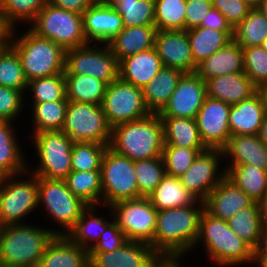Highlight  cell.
<instances>
[{
  "label": "cell",
  "instance_id": "1",
  "mask_svg": "<svg viewBox=\"0 0 267 267\" xmlns=\"http://www.w3.org/2000/svg\"><path fill=\"white\" fill-rule=\"evenodd\" d=\"M205 209L204 202L157 211L154 252L159 257L185 258L193 252Z\"/></svg>",
  "mask_w": 267,
  "mask_h": 267
},
{
  "label": "cell",
  "instance_id": "2",
  "mask_svg": "<svg viewBox=\"0 0 267 267\" xmlns=\"http://www.w3.org/2000/svg\"><path fill=\"white\" fill-rule=\"evenodd\" d=\"M198 245H203L207 259L216 267L253 264L254 249L232 231L227 221L213 217L205 209L200 218L195 250Z\"/></svg>",
  "mask_w": 267,
  "mask_h": 267
},
{
  "label": "cell",
  "instance_id": "3",
  "mask_svg": "<svg viewBox=\"0 0 267 267\" xmlns=\"http://www.w3.org/2000/svg\"><path fill=\"white\" fill-rule=\"evenodd\" d=\"M24 224L1 226L0 263L2 267H38L46 246L56 235V229ZM29 223V224H28ZM44 227V228H43ZM50 228V229H49Z\"/></svg>",
  "mask_w": 267,
  "mask_h": 267
},
{
  "label": "cell",
  "instance_id": "4",
  "mask_svg": "<svg viewBox=\"0 0 267 267\" xmlns=\"http://www.w3.org/2000/svg\"><path fill=\"white\" fill-rule=\"evenodd\" d=\"M163 124L158 113L112 127L109 148L132 161L162 157Z\"/></svg>",
  "mask_w": 267,
  "mask_h": 267
},
{
  "label": "cell",
  "instance_id": "5",
  "mask_svg": "<svg viewBox=\"0 0 267 267\" xmlns=\"http://www.w3.org/2000/svg\"><path fill=\"white\" fill-rule=\"evenodd\" d=\"M27 29L23 33L17 29L7 31L8 43L18 53L27 81L64 74L66 50Z\"/></svg>",
  "mask_w": 267,
  "mask_h": 267
},
{
  "label": "cell",
  "instance_id": "6",
  "mask_svg": "<svg viewBox=\"0 0 267 267\" xmlns=\"http://www.w3.org/2000/svg\"><path fill=\"white\" fill-rule=\"evenodd\" d=\"M38 209V177L28 170L0 179V225L24 224Z\"/></svg>",
  "mask_w": 267,
  "mask_h": 267
},
{
  "label": "cell",
  "instance_id": "7",
  "mask_svg": "<svg viewBox=\"0 0 267 267\" xmlns=\"http://www.w3.org/2000/svg\"><path fill=\"white\" fill-rule=\"evenodd\" d=\"M31 146L35 148L34 158L38 162L30 166L28 171L37 177L51 180H65L71 169V150L73 141L62 131H43L29 135ZM31 167V168H30ZM34 168V169H33Z\"/></svg>",
  "mask_w": 267,
  "mask_h": 267
},
{
  "label": "cell",
  "instance_id": "8",
  "mask_svg": "<svg viewBox=\"0 0 267 267\" xmlns=\"http://www.w3.org/2000/svg\"><path fill=\"white\" fill-rule=\"evenodd\" d=\"M88 206L68 189L65 180L38 177V208L61 228H56V235H67Z\"/></svg>",
  "mask_w": 267,
  "mask_h": 267
},
{
  "label": "cell",
  "instance_id": "9",
  "mask_svg": "<svg viewBox=\"0 0 267 267\" xmlns=\"http://www.w3.org/2000/svg\"><path fill=\"white\" fill-rule=\"evenodd\" d=\"M37 36L49 39L65 50L88 44L82 23V14L57 8L50 3L27 26Z\"/></svg>",
  "mask_w": 267,
  "mask_h": 267
},
{
  "label": "cell",
  "instance_id": "10",
  "mask_svg": "<svg viewBox=\"0 0 267 267\" xmlns=\"http://www.w3.org/2000/svg\"><path fill=\"white\" fill-rule=\"evenodd\" d=\"M102 206L142 197L134 171V161L107 147L101 161Z\"/></svg>",
  "mask_w": 267,
  "mask_h": 267
},
{
  "label": "cell",
  "instance_id": "11",
  "mask_svg": "<svg viewBox=\"0 0 267 267\" xmlns=\"http://www.w3.org/2000/svg\"><path fill=\"white\" fill-rule=\"evenodd\" d=\"M114 222L128 241L145 242L154 250L157 209L149 197L123 200L111 206Z\"/></svg>",
  "mask_w": 267,
  "mask_h": 267
},
{
  "label": "cell",
  "instance_id": "12",
  "mask_svg": "<svg viewBox=\"0 0 267 267\" xmlns=\"http://www.w3.org/2000/svg\"><path fill=\"white\" fill-rule=\"evenodd\" d=\"M61 131L73 142L109 145L112 127L108 124L101 105L69 101Z\"/></svg>",
  "mask_w": 267,
  "mask_h": 267
},
{
  "label": "cell",
  "instance_id": "13",
  "mask_svg": "<svg viewBox=\"0 0 267 267\" xmlns=\"http://www.w3.org/2000/svg\"><path fill=\"white\" fill-rule=\"evenodd\" d=\"M64 74L89 75L109 85L119 78V61L107 44L88 43L66 50Z\"/></svg>",
  "mask_w": 267,
  "mask_h": 267
},
{
  "label": "cell",
  "instance_id": "14",
  "mask_svg": "<svg viewBox=\"0 0 267 267\" xmlns=\"http://www.w3.org/2000/svg\"><path fill=\"white\" fill-rule=\"evenodd\" d=\"M101 106L111 127L136 121L150 114L144 103L143 89L121 78L107 85Z\"/></svg>",
  "mask_w": 267,
  "mask_h": 267
},
{
  "label": "cell",
  "instance_id": "15",
  "mask_svg": "<svg viewBox=\"0 0 267 267\" xmlns=\"http://www.w3.org/2000/svg\"><path fill=\"white\" fill-rule=\"evenodd\" d=\"M222 149L200 152L187 171L179 179L196 200L204 202L211 191L225 177ZM222 166V167H221Z\"/></svg>",
  "mask_w": 267,
  "mask_h": 267
},
{
  "label": "cell",
  "instance_id": "16",
  "mask_svg": "<svg viewBox=\"0 0 267 267\" xmlns=\"http://www.w3.org/2000/svg\"><path fill=\"white\" fill-rule=\"evenodd\" d=\"M231 105L206 96L196 115L200 137L208 149H223L231 136L229 112Z\"/></svg>",
  "mask_w": 267,
  "mask_h": 267
},
{
  "label": "cell",
  "instance_id": "17",
  "mask_svg": "<svg viewBox=\"0 0 267 267\" xmlns=\"http://www.w3.org/2000/svg\"><path fill=\"white\" fill-rule=\"evenodd\" d=\"M206 98L205 81L195 72L184 73L160 117H184L195 119Z\"/></svg>",
  "mask_w": 267,
  "mask_h": 267
},
{
  "label": "cell",
  "instance_id": "18",
  "mask_svg": "<svg viewBox=\"0 0 267 267\" xmlns=\"http://www.w3.org/2000/svg\"><path fill=\"white\" fill-rule=\"evenodd\" d=\"M155 49L163 67L181 70L184 73L196 72L187 30H158Z\"/></svg>",
  "mask_w": 267,
  "mask_h": 267
},
{
  "label": "cell",
  "instance_id": "19",
  "mask_svg": "<svg viewBox=\"0 0 267 267\" xmlns=\"http://www.w3.org/2000/svg\"><path fill=\"white\" fill-rule=\"evenodd\" d=\"M159 258L150 244L128 241L113 252H89V267H151Z\"/></svg>",
  "mask_w": 267,
  "mask_h": 267
},
{
  "label": "cell",
  "instance_id": "20",
  "mask_svg": "<svg viewBox=\"0 0 267 267\" xmlns=\"http://www.w3.org/2000/svg\"><path fill=\"white\" fill-rule=\"evenodd\" d=\"M82 23L88 43L106 44L123 29L121 15L112 5L97 1L82 14Z\"/></svg>",
  "mask_w": 267,
  "mask_h": 267
},
{
  "label": "cell",
  "instance_id": "21",
  "mask_svg": "<svg viewBox=\"0 0 267 267\" xmlns=\"http://www.w3.org/2000/svg\"><path fill=\"white\" fill-rule=\"evenodd\" d=\"M255 201L226 176L204 201L205 210L213 217L227 221L236 212L251 206Z\"/></svg>",
  "mask_w": 267,
  "mask_h": 267
},
{
  "label": "cell",
  "instance_id": "22",
  "mask_svg": "<svg viewBox=\"0 0 267 267\" xmlns=\"http://www.w3.org/2000/svg\"><path fill=\"white\" fill-rule=\"evenodd\" d=\"M266 113V101L261 89L248 99L231 105L229 112L231 136L258 135Z\"/></svg>",
  "mask_w": 267,
  "mask_h": 267
},
{
  "label": "cell",
  "instance_id": "23",
  "mask_svg": "<svg viewBox=\"0 0 267 267\" xmlns=\"http://www.w3.org/2000/svg\"><path fill=\"white\" fill-rule=\"evenodd\" d=\"M222 150L223 161L224 163L227 162L223 165L248 164L267 171V146L258 135L230 136L228 143Z\"/></svg>",
  "mask_w": 267,
  "mask_h": 267
},
{
  "label": "cell",
  "instance_id": "24",
  "mask_svg": "<svg viewBox=\"0 0 267 267\" xmlns=\"http://www.w3.org/2000/svg\"><path fill=\"white\" fill-rule=\"evenodd\" d=\"M206 96L230 105L254 95L259 88L244 72L225 74L205 81Z\"/></svg>",
  "mask_w": 267,
  "mask_h": 267
},
{
  "label": "cell",
  "instance_id": "25",
  "mask_svg": "<svg viewBox=\"0 0 267 267\" xmlns=\"http://www.w3.org/2000/svg\"><path fill=\"white\" fill-rule=\"evenodd\" d=\"M163 68L155 47L125 57L119 61V78L143 88Z\"/></svg>",
  "mask_w": 267,
  "mask_h": 267
},
{
  "label": "cell",
  "instance_id": "26",
  "mask_svg": "<svg viewBox=\"0 0 267 267\" xmlns=\"http://www.w3.org/2000/svg\"><path fill=\"white\" fill-rule=\"evenodd\" d=\"M38 267H89V252L67 235H55L46 246Z\"/></svg>",
  "mask_w": 267,
  "mask_h": 267
},
{
  "label": "cell",
  "instance_id": "27",
  "mask_svg": "<svg viewBox=\"0 0 267 267\" xmlns=\"http://www.w3.org/2000/svg\"><path fill=\"white\" fill-rule=\"evenodd\" d=\"M0 121V176L17 175L28 169L25 148L16 135V124ZM24 152V153H23ZM27 158V159H26Z\"/></svg>",
  "mask_w": 267,
  "mask_h": 267
},
{
  "label": "cell",
  "instance_id": "28",
  "mask_svg": "<svg viewBox=\"0 0 267 267\" xmlns=\"http://www.w3.org/2000/svg\"><path fill=\"white\" fill-rule=\"evenodd\" d=\"M155 25L123 27V29L106 44L118 61L155 47L157 33Z\"/></svg>",
  "mask_w": 267,
  "mask_h": 267
},
{
  "label": "cell",
  "instance_id": "29",
  "mask_svg": "<svg viewBox=\"0 0 267 267\" xmlns=\"http://www.w3.org/2000/svg\"><path fill=\"white\" fill-rule=\"evenodd\" d=\"M237 72H244L243 49L232 39L222 49L199 63L195 73L206 81Z\"/></svg>",
  "mask_w": 267,
  "mask_h": 267
},
{
  "label": "cell",
  "instance_id": "30",
  "mask_svg": "<svg viewBox=\"0 0 267 267\" xmlns=\"http://www.w3.org/2000/svg\"><path fill=\"white\" fill-rule=\"evenodd\" d=\"M102 207H105L103 209L108 210V212L106 211L107 216L101 217L100 214H97V210H99L98 205H89L82 212L75 227L67 234L75 244L84 248L88 252L99 241L100 236L105 229L114 221L110 207Z\"/></svg>",
  "mask_w": 267,
  "mask_h": 267
},
{
  "label": "cell",
  "instance_id": "31",
  "mask_svg": "<svg viewBox=\"0 0 267 267\" xmlns=\"http://www.w3.org/2000/svg\"><path fill=\"white\" fill-rule=\"evenodd\" d=\"M184 72L163 67L160 72L143 87V99L150 113H159L169 101Z\"/></svg>",
  "mask_w": 267,
  "mask_h": 267
},
{
  "label": "cell",
  "instance_id": "32",
  "mask_svg": "<svg viewBox=\"0 0 267 267\" xmlns=\"http://www.w3.org/2000/svg\"><path fill=\"white\" fill-rule=\"evenodd\" d=\"M163 124L164 146L207 148L201 140L195 119L160 117Z\"/></svg>",
  "mask_w": 267,
  "mask_h": 267
},
{
  "label": "cell",
  "instance_id": "33",
  "mask_svg": "<svg viewBox=\"0 0 267 267\" xmlns=\"http://www.w3.org/2000/svg\"><path fill=\"white\" fill-rule=\"evenodd\" d=\"M194 63L198 65L232 40L233 31H218L205 27L187 30Z\"/></svg>",
  "mask_w": 267,
  "mask_h": 267
},
{
  "label": "cell",
  "instance_id": "34",
  "mask_svg": "<svg viewBox=\"0 0 267 267\" xmlns=\"http://www.w3.org/2000/svg\"><path fill=\"white\" fill-rule=\"evenodd\" d=\"M48 0H0V24L5 31L29 26Z\"/></svg>",
  "mask_w": 267,
  "mask_h": 267
},
{
  "label": "cell",
  "instance_id": "35",
  "mask_svg": "<svg viewBox=\"0 0 267 267\" xmlns=\"http://www.w3.org/2000/svg\"><path fill=\"white\" fill-rule=\"evenodd\" d=\"M226 177L255 202L267 192V171L252 165H225Z\"/></svg>",
  "mask_w": 267,
  "mask_h": 267
},
{
  "label": "cell",
  "instance_id": "36",
  "mask_svg": "<svg viewBox=\"0 0 267 267\" xmlns=\"http://www.w3.org/2000/svg\"><path fill=\"white\" fill-rule=\"evenodd\" d=\"M66 98L71 102L102 105L107 84L89 75L64 74Z\"/></svg>",
  "mask_w": 267,
  "mask_h": 267
},
{
  "label": "cell",
  "instance_id": "37",
  "mask_svg": "<svg viewBox=\"0 0 267 267\" xmlns=\"http://www.w3.org/2000/svg\"><path fill=\"white\" fill-rule=\"evenodd\" d=\"M148 197L158 211L192 205L197 201L182 185L179 177L168 175L162 179Z\"/></svg>",
  "mask_w": 267,
  "mask_h": 267
},
{
  "label": "cell",
  "instance_id": "38",
  "mask_svg": "<svg viewBox=\"0 0 267 267\" xmlns=\"http://www.w3.org/2000/svg\"><path fill=\"white\" fill-rule=\"evenodd\" d=\"M69 101H50L42 103H31L27 107L33 125L34 133L43 131H61L65 122L66 111Z\"/></svg>",
  "mask_w": 267,
  "mask_h": 267
},
{
  "label": "cell",
  "instance_id": "39",
  "mask_svg": "<svg viewBox=\"0 0 267 267\" xmlns=\"http://www.w3.org/2000/svg\"><path fill=\"white\" fill-rule=\"evenodd\" d=\"M65 182L68 189L88 205L102 206L101 171H71Z\"/></svg>",
  "mask_w": 267,
  "mask_h": 267
},
{
  "label": "cell",
  "instance_id": "40",
  "mask_svg": "<svg viewBox=\"0 0 267 267\" xmlns=\"http://www.w3.org/2000/svg\"><path fill=\"white\" fill-rule=\"evenodd\" d=\"M227 223L232 231L254 250L258 247L262 231L258 202L236 212Z\"/></svg>",
  "mask_w": 267,
  "mask_h": 267
},
{
  "label": "cell",
  "instance_id": "41",
  "mask_svg": "<svg viewBox=\"0 0 267 267\" xmlns=\"http://www.w3.org/2000/svg\"><path fill=\"white\" fill-rule=\"evenodd\" d=\"M111 5L121 15L123 27L155 25L154 0H115Z\"/></svg>",
  "mask_w": 267,
  "mask_h": 267
},
{
  "label": "cell",
  "instance_id": "42",
  "mask_svg": "<svg viewBox=\"0 0 267 267\" xmlns=\"http://www.w3.org/2000/svg\"><path fill=\"white\" fill-rule=\"evenodd\" d=\"M267 37V18L257 8L233 29L232 39L243 49L249 46H260Z\"/></svg>",
  "mask_w": 267,
  "mask_h": 267
},
{
  "label": "cell",
  "instance_id": "43",
  "mask_svg": "<svg viewBox=\"0 0 267 267\" xmlns=\"http://www.w3.org/2000/svg\"><path fill=\"white\" fill-rule=\"evenodd\" d=\"M29 89V90H28ZM31 97V101L25 102L42 103L50 101H68L66 98V81L64 74L37 78L28 82L25 97Z\"/></svg>",
  "mask_w": 267,
  "mask_h": 267
},
{
  "label": "cell",
  "instance_id": "44",
  "mask_svg": "<svg viewBox=\"0 0 267 267\" xmlns=\"http://www.w3.org/2000/svg\"><path fill=\"white\" fill-rule=\"evenodd\" d=\"M0 86L21 90L25 94L28 87L20 57L10 44L0 52Z\"/></svg>",
  "mask_w": 267,
  "mask_h": 267
},
{
  "label": "cell",
  "instance_id": "45",
  "mask_svg": "<svg viewBox=\"0 0 267 267\" xmlns=\"http://www.w3.org/2000/svg\"><path fill=\"white\" fill-rule=\"evenodd\" d=\"M157 30H185L186 0H154Z\"/></svg>",
  "mask_w": 267,
  "mask_h": 267
},
{
  "label": "cell",
  "instance_id": "46",
  "mask_svg": "<svg viewBox=\"0 0 267 267\" xmlns=\"http://www.w3.org/2000/svg\"><path fill=\"white\" fill-rule=\"evenodd\" d=\"M134 171L142 197H148L166 176L162 157L134 161Z\"/></svg>",
  "mask_w": 267,
  "mask_h": 267
},
{
  "label": "cell",
  "instance_id": "47",
  "mask_svg": "<svg viewBox=\"0 0 267 267\" xmlns=\"http://www.w3.org/2000/svg\"><path fill=\"white\" fill-rule=\"evenodd\" d=\"M108 146L97 142H74L71 150L72 171L100 170L102 157Z\"/></svg>",
  "mask_w": 267,
  "mask_h": 267
},
{
  "label": "cell",
  "instance_id": "48",
  "mask_svg": "<svg viewBox=\"0 0 267 267\" xmlns=\"http://www.w3.org/2000/svg\"><path fill=\"white\" fill-rule=\"evenodd\" d=\"M208 148H181L177 146H164L162 159L166 175L180 177L192 165L200 152Z\"/></svg>",
  "mask_w": 267,
  "mask_h": 267
},
{
  "label": "cell",
  "instance_id": "49",
  "mask_svg": "<svg viewBox=\"0 0 267 267\" xmlns=\"http://www.w3.org/2000/svg\"><path fill=\"white\" fill-rule=\"evenodd\" d=\"M244 73L259 88L267 87V52L261 46L243 48Z\"/></svg>",
  "mask_w": 267,
  "mask_h": 267
},
{
  "label": "cell",
  "instance_id": "50",
  "mask_svg": "<svg viewBox=\"0 0 267 267\" xmlns=\"http://www.w3.org/2000/svg\"><path fill=\"white\" fill-rule=\"evenodd\" d=\"M26 101L28 100L23 91L0 86V121L15 123L21 118L19 116L22 111L27 110Z\"/></svg>",
  "mask_w": 267,
  "mask_h": 267
},
{
  "label": "cell",
  "instance_id": "51",
  "mask_svg": "<svg viewBox=\"0 0 267 267\" xmlns=\"http://www.w3.org/2000/svg\"><path fill=\"white\" fill-rule=\"evenodd\" d=\"M212 7L224 15L233 29L253 9L243 0H212Z\"/></svg>",
  "mask_w": 267,
  "mask_h": 267
},
{
  "label": "cell",
  "instance_id": "52",
  "mask_svg": "<svg viewBox=\"0 0 267 267\" xmlns=\"http://www.w3.org/2000/svg\"><path fill=\"white\" fill-rule=\"evenodd\" d=\"M128 242L125 234L113 221L101 234L99 241L89 252H108L121 248Z\"/></svg>",
  "mask_w": 267,
  "mask_h": 267
},
{
  "label": "cell",
  "instance_id": "53",
  "mask_svg": "<svg viewBox=\"0 0 267 267\" xmlns=\"http://www.w3.org/2000/svg\"><path fill=\"white\" fill-rule=\"evenodd\" d=\"M212 7V0H186L185 30L201 25Z\"/></svg>",
  "mask_w": 267,
  "mask_h": 267
},
{
  "label": "cell",
  "instance_id": "54",
  "mask_svg": "<svg viewBox=\"0 0 267 267\" xmlns=\"http://www.w3.org/2000/svg\"><path fill=\"white\" fill-rule=\"evenodd\" d=\"M200 27L215 29L218 31H233V28L227 22L224 15L214 7H211L205 15Z\"/></svg>",
  "mask_w": 267,
  "mask_h": 267
},
{
  "label": "cell",
  "instance_id": "55",
  "mask_svg": "<svg viewBox=\"0 0 267 267\" xmlns=\"http://www.w3.org/2000/svg\"><path fill=\"white\" fill-rule=\"evenodd\" d=\"M95 0H48L51 5L66 11L83 14Z\"/></svg>",
  "mask_w": 267,
  "mask_h": 267
},
{
  "label": "cell",
  "instance_id": "56",
  "mask_svg": "<svg viewBox=\"0 0 267 267\" xmlns=\"http://www.w3.org/2000/svg\"><path fill=\"white\" fill-rule=\"evenodd\" d=\"M184 258L160 257L151 267H184Z\"/></svg>",
  "mask_w": 267,
  "mask_h": 267
},
{
  "label": "cell",
  "instance_id": "57",
  "mask_svg": "<svg viewBox=\"0 0 267 267\" xmlns=\"http://www.w3.org/2000/svg\"><path fill=\"white\" fill-rule=\"evenodd\" d=\"M254 255H267V228H262L260 242L254 250Z\"/></svg>",
  "mask_w": 267,
  "mask_h": 267
},
{
  "label": "cell",
  "instance_id": "58",
  "mask_svg": "<svg viewBox=\"0 0 267 267\" xmlns=\"http://www.w3.org/2000/svg\"><path fill=\"white\" fill-rule=\"evenodd\" d=\"M258 204L260 209L261 226L262 228H267V192Z\"/></svg>",
  "mask_w": 267,
  "mask_h": 267
},
{
  "label": "cell",
  "instance_id": "59",
  "mask_svg": "<svg viewBox=\"0 0 267 267\" xmlns=\"http://www.w3.org/2000/svg\"><path fill=\"white\" fill-rule=\"evenodd\" d=\"M258 136L260 140L267 146V113L264 116Z\"/></svg>",
  "mask_w": 267,
  "mask_h": 267
},
{
  "label": "cell",
  "instance_id": "60",
  "mask_svg": "<svg viewBox=\"0 0 267 267\" xmlns=\"http://www.w3.org/2000/svg\"><path fill=\"white\" fill-rule=\"evenodd\" d=\"M267 267V255H254L253 267Z\"/></svg>",
  "mask_w": 267,
  "mask_h": 267
},
{
  "label": "cell",
  "instance_id": "61",
  "mask_svg": "<svg viewBox=\"0 0 267 267\" xmlns=\"http://www.w3.org/2000/svg\"><path fill=\"white\" fill-rule=\"evenodd\" d=\"M8 32L4 31L0 35V52L8 45Z\"/></svg>",
  "mask_w": 267,
  "mask_h": 267
},
{
  "label": "cell",
  "instance_id": "62",
  "mask_svg": "<svg viewBox=\"0 0 267 267\" xmlns=\"http://www.w3.org/2000/svg\"><path fill=\"white\" fill-rule=\"evenodd\" d=\"M257 9L262 15H264L267 18V0H261Z\"/></svg>",
  "mask_w": 267,
  "mask_h": 267
},
{
  "label": "cell",
  "instance_id": "63",
  "mask_svg": "<svg viewBox=\"0 0 267 267\" xmlns=\"http://www.w3.org/2000/svg\"><path fill=\"white\" fill-rule=\"evenodd\" d=\"M243 1L246 2L252 8H257L261 2V0H243Z\"/></svg>",
  "mask_w": 267,
  "mask_h": 267
},
{
  "label": "cell",
  "instance_id": "64",
  "mask_svg": "<svg viewBox=\"0 0 267 267\" xmlns=\"http://www.w3.org/2000/svg\"><path fill=\"white\" fill-rule=\"evenodd\" d=\"M260 46L263 48L264 51L267 52V37L264 39Z\"/></svg>",
  "mask_w": 267,
  "mask_h": 267
},
{
  "label": "cell",
  "instance_id": "65",
  "mask_svg": "<svg viewBox=\"0 0 267 267\" xmlns=\"http://www.w3.org/2000/svg\"><path fill=\"white\" fill-rule=\"evenodd\" d=\"M264 93L265 101H266V111H267V87L261 89Z\"/></svg>",
  "mask_w": 267,
  "mask_h": 267
},
{
  "label": "cell",
  "instance_id": "66",
  "mask_svg": "<svg viewBox=\"0 0 267 267\" xmlns=\"http://www.w3.org/2000/svg\"><path fill=\"white\" fill-rule=\"evenodd\" d=\"M95 1L100 2V3H104V4H111L115 0H95Z\"/></svg>",
  "mask_w": 267,
  "mask_h": 267
},
{
  "label": "cell",
  "instance_id": "67",
  "mask_svg": "<svg viewBox=\"0 0 267 267\" xmlns=\"http://www.w3.org/2000/svg\"><path fill=\"white\" fill-rule=\"evenodd\" d=\"M5 30L2 28L1 24H0V35L4 32Z\"/></svg>",
  "mask_w": 267,
  "mask_h": 267
}]
</instances>
